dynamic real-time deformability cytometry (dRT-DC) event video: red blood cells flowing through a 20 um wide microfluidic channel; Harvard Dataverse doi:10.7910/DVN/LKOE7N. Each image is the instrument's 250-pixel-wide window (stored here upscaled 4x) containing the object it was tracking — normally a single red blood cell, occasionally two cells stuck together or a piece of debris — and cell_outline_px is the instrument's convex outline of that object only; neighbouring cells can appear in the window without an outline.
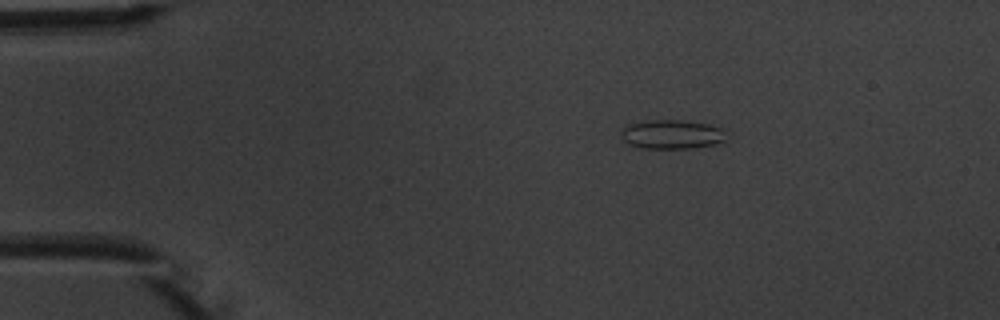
{"species": "common noctule bat (a hibernating species)", "species_latin": "Nyctalus noctula", "temperature_condition": "warm", "stored_images_in_passage": 3, "camera_frame_rate_fps": 3000, "um_per_image_px": 0.085, "animal": {"sex": "male", "body_mass_g": 20.1, "forearm_length_mm": 53.5}, "frame": {"image": 1, "passage_image": 1, "time_ms": 0.0, "image_size_px": [1000, 320], "cell_outline_px": [[732, 132], [728, 140], [716, 144], [692, 148], [644, 148], [628, 144], [620, 136], [624, 128], [628, 124], [648, 120], [684, 120], [708, 124]], "centroid_in_image_um": [57.21, 11.42], "position_along_channel_um": 27.8, "area_um2": 18.21}}
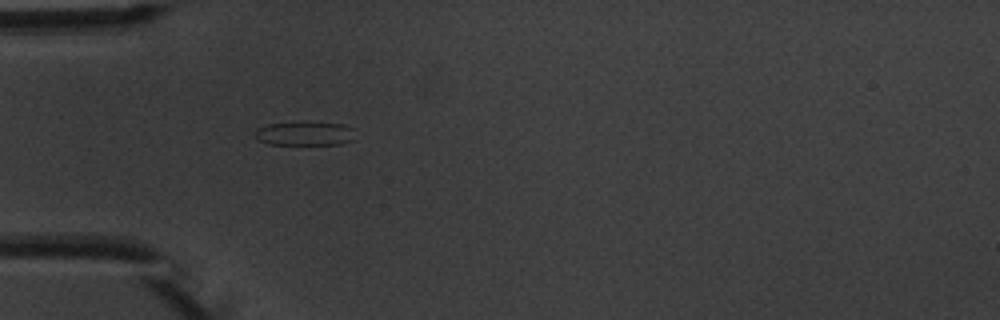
{"frame": {"image": 2, "passage_image": 3, "time_ms": 2.333, "image_size_px": [1000, 320], "cell_outline_px": [[356, 128], [352, 140], [340, 144], [268, 144], [256, 140], [256, 128], [268, 124], [300, 120], [308, 120], [344, 124]], "centroid_in_image_um": [25.93, 11.3], "position_along_channel_um": 59.1, "area_um2": 14.68}}